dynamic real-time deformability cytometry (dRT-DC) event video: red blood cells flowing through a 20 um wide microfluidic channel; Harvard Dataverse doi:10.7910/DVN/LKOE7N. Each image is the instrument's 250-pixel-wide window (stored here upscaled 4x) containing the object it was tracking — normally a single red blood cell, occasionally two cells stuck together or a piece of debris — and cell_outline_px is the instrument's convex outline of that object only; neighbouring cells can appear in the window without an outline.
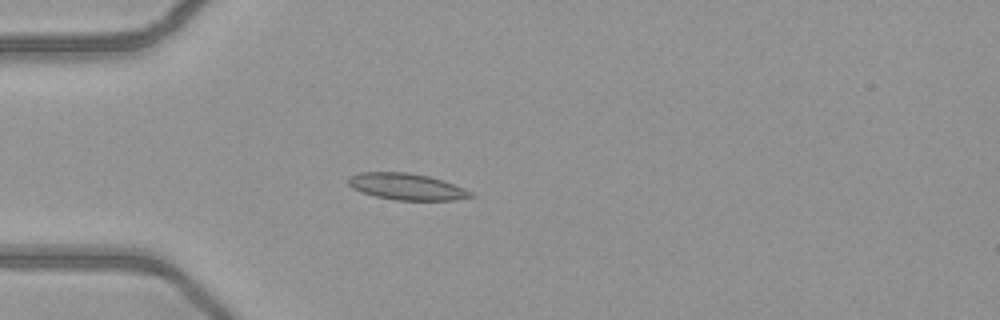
{"species": "common noctule bat (a hibernating species)", "species_latin": "Nyctalus noctula", "temperature_condition": "warm", "stored_images_in_passage": 49, "camera_frame_rate_fps": 3000, "um_per_image_px": 0.085, "animal": {"sex": "female", "body_mass_g": 21.9}, "frame": {"image": 1, "passage_image": 13, "time_ms": 4.0, "image_size_px": [1000, 320], "cell_outline_px": [[476, 196], [456, 200], [396, 200], [376, 196], [352, 188], [348, 184], [348, 176], [360, 172], [408, 172], [428, 176], [444, 180], [476, 192]], "centroid_in_image_um": [34.64, 15.86], "position_along_channel_um": 50.4, "area_um2": 19.13}}
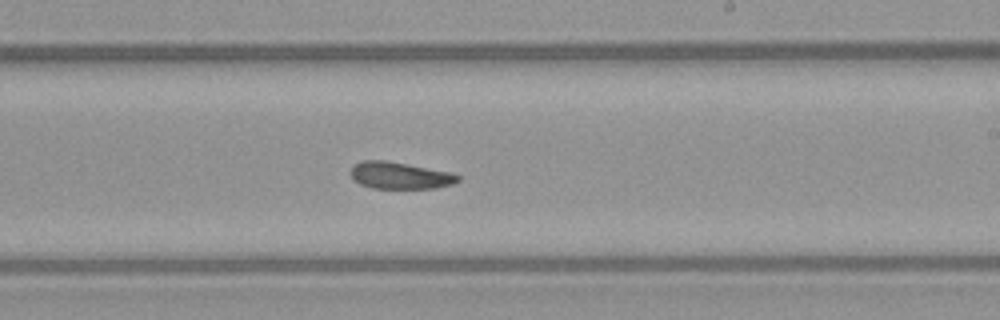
{"frame": {"image": 2, "passage_image": 29, "time_ms": 9.333, "image_size_px": [1000, 320], "cell_outline_px": [[460, 180], [452, 184], [436, 188], [372, 188], [360, 184], [352, 180], [348, 172], [352, 164], [364, 160], [388, 160], [452, 172], [460, 176]], "centroid_in_image_um": [33.94, 14.9], "position_along_channel_um": 255.1, "area_um2": 17.22}}
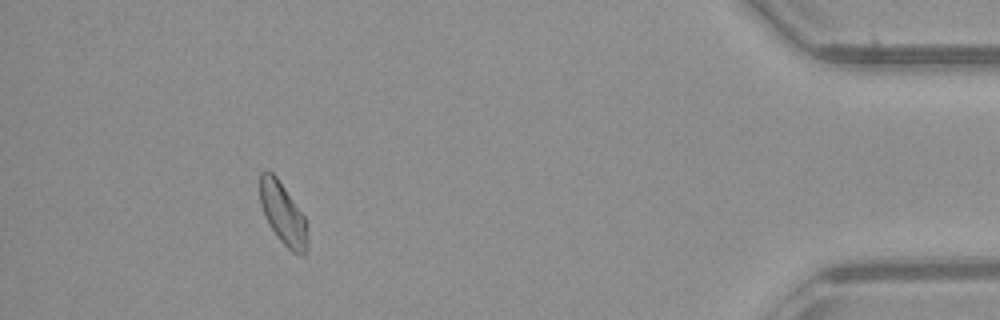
{"frame": {"image": 3, "passage_image": 45, "time_ms": 14.667, "image_size_px": [1000, 320], "cell_outline_px": [[308, 248], [304, 256], [300, 256], [292, 252], [276, 236], [264, 216], [260, 204], [260, 172], [264, 168], [268, 168], [276, 176], [304, 216], [308, 244]], "centroid_in_image_um": [24.03, 18.16], "position_along_channel_um": 411.2, "area_um2": 17.22}, "authors_computed_cell_mechanics": {"area_um2": 17.7446, "velocity_mm_per_s": 4.0622, "shape_relaxation_time_tau1_ms": 9.526, "shape_relaxation_time_tau2_ms": null, "deformation_change_tau1": 0.1718, "deformation_change_tau2": null}}